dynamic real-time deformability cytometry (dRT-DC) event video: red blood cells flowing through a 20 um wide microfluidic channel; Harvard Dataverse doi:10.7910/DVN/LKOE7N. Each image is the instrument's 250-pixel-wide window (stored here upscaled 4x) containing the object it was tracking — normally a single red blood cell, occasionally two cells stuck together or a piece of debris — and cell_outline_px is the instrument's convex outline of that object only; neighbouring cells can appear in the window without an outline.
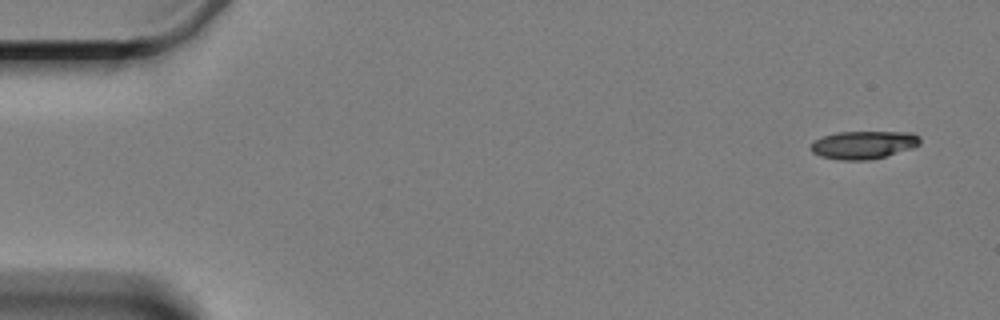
{"species": "Egyptian fruit bat (a non-hibernating species)", "species_latin": "Rousettus aegyptiacus", "temperature_condition": "cold", "stored_images_in_passage": 5, "camera_frame_rate_fps": 3000, "um_per_image_px": 0.085, "animal": {"sex": "female"}, "frame": {"image": 1, "passage_image": 1, "time_ms": 0.0, "image_size_px": [1000, 320], "cell_outline_px": [[920, 144], [912, 148], [884, 156], [868, 160], [840, 160], [820, 156], [812, 152], [812, 144], [816, 140], [824, 136], [836, 132], [912, 132], [920, 136]], "centroid_in_image_um": [73.42, 12.31], "position_along_channel_um": 11.6, "area_um2": 17.63}}
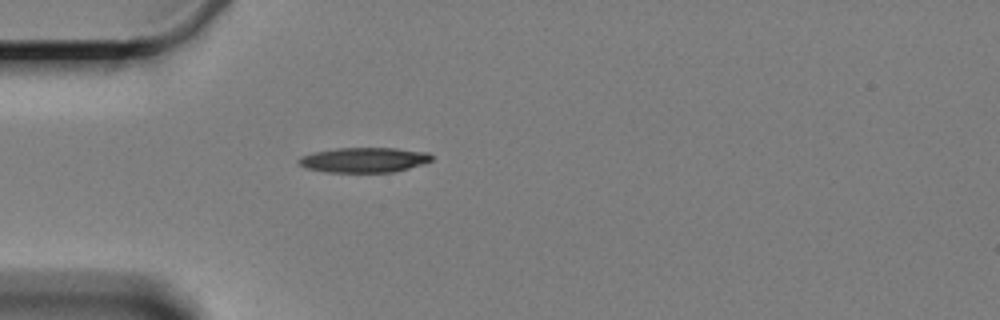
{"frame": {"image": 2, "passage_image": 5, "time_ms": 4.667, "image_size_px": [1000, 320], "cell_outline_px": [[432, 160], [424, 164], [392, 172], [328, 172], [308, 168], [300, 164], [296, 160], [300, 156], [316, 152], [336, 148], [396, 148], [428, 152], [432, 156]], "centroid_in_image_um": [30.97, 13.59], "position_along_channel_um": 54.0, "area_um2": 19.25}}